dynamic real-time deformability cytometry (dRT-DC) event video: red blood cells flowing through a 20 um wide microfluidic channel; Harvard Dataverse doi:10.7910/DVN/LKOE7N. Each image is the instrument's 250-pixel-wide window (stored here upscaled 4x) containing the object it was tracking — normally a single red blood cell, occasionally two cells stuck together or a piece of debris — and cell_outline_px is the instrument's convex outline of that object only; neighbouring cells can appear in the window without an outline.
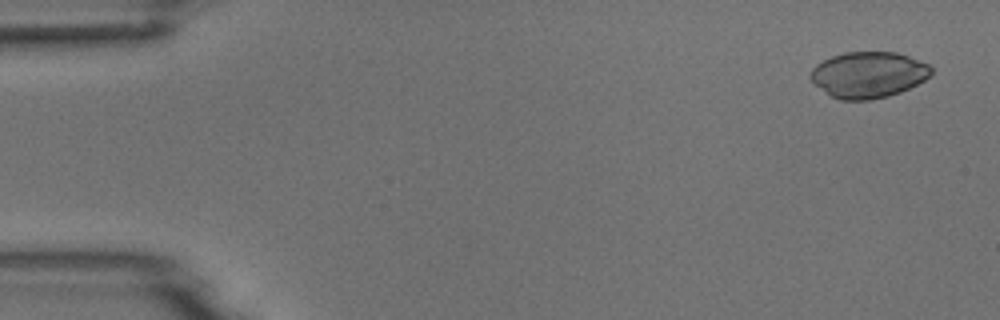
{"species": "common noctule bat (a hibernating species)", "species_latin": "Nyctalus noctula", "temperature_condition": "room temperature", "stored_images_in_passage": 3, "camera_frame_rate_fps": 3000, "um_per_image_px": 0.085, "animal": {"sex": "male", "body_mass_g": 18.8}, "frame": {"image": 1, "passage_image": 1, "time_ms": 0.0, "image_size_px": [1000, 320], "cell_outline_px": [[932, 72], [924, 80], [900, 92], [888, 96], [868, 100], [840, 100], [832, 96], [816, 84], [808, 76], [812, 68], [816, 64], [832, 56], [844, 52], [896, 52], [908, 56], [928, 64], [932, 68]], "centroid_in_image_um": [73.8, 6.34], "position_along_channel_um": 11.2, "area_um2": 32.14}}